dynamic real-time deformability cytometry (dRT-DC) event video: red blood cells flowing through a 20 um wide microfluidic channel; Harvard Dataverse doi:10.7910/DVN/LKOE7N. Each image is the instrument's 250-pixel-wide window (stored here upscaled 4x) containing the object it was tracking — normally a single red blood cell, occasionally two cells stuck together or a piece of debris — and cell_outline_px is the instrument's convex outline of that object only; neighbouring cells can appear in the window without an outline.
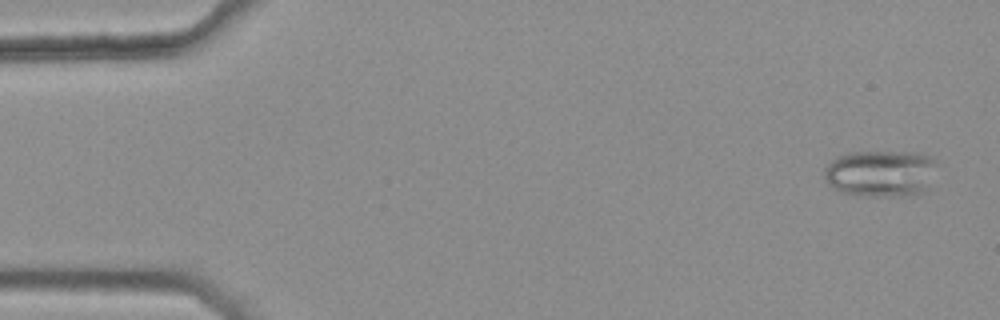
{"species": "common noctule bat (a hibernating species)", "species_latin": "Nyctalus noctula", "temperature_condition": "warm", "stored_images_in_passage": 47, "camera_frame_rate_fps": 3000, "um_per_image_px": 0.085, "animal": {"sex": "female", "body_mass_g": 25.1}, "frame": {"image": 1, "passage_image": 3, "time_ms": 0.667, "image_size_px": [1000, 320], "cell_outline_px": [[932, 160], [924, 188], [920, 192], [908, 196], [860, 196], [840, 192], [832, 188], [828, 184], [824, 176], [824, 168], [836, 156], [848, 152], [920, 152], [928, 156]], "centroid_in_image_um": [74.68, 14.74], "position_along_channel_um": 10.3, "area_um2": 30.0}}
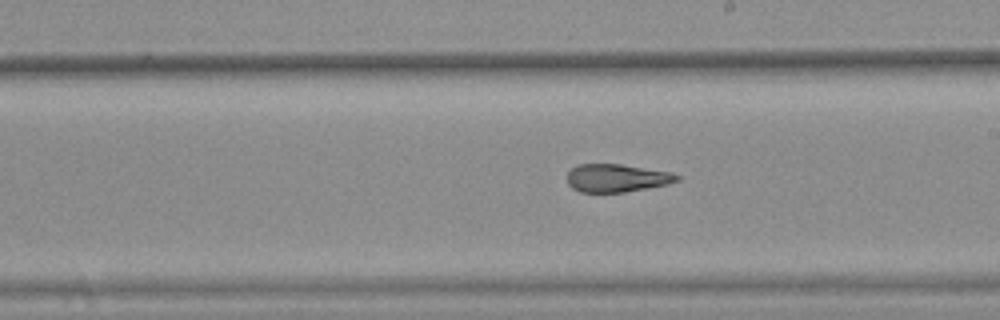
{"frame": {"image": 2, "passage_image": 31, "time_ms": 10.0, "image_size_px": [1000, 320], "cell_outline_px": [[680, 180], [668, 184], [624, 192], [580, 192], [572, 188], [568, 184], [568, 172], [576, 164], [620, 164], [672, 172], [680, 176]], "centroid_in_image_um": [52.42, 15.13], "position_along_channel_um": 236.6, "area_um2": 17.92}}
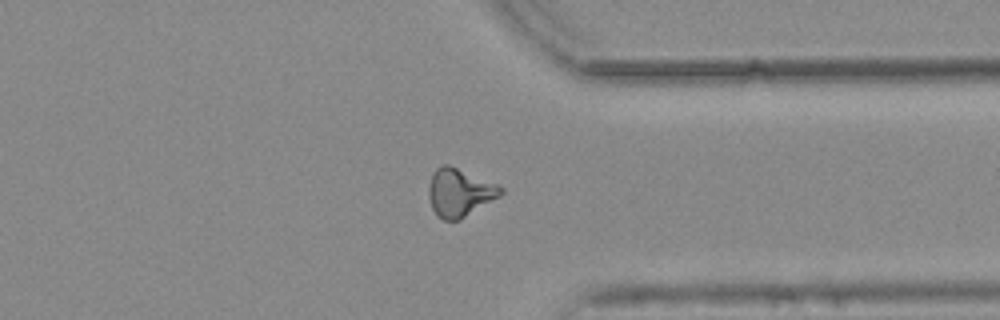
{"frame": {"image": 3, "passage_image": 42, "time_ms": 13.667, "image_size_px": [1000, 320], "cell_outline_px": [[504, 192], [500, 196], [460, 220], [444, 220], [436, 216], [432, 208], [428, 196], [428, 188], [432, 176], [436, 168], [444, 164], [448, 164], [496, 184], [504, 188]], "centroid_in_image_um": [39.05, 16.38], "position_along_channel_um": 372.3, "area_um2": 20.06}, "authors_computed_cell_mechanics": {"area_um2": 19.5364, "velocity_mm_per_s": 3.7741, "shape_relaxation_time_tau1_ms": null, "shape_relaxation_time_tau2_ms": 1.5474, "deformation_change_tau1": null, "deformation_change_tau2": 0.0943}}